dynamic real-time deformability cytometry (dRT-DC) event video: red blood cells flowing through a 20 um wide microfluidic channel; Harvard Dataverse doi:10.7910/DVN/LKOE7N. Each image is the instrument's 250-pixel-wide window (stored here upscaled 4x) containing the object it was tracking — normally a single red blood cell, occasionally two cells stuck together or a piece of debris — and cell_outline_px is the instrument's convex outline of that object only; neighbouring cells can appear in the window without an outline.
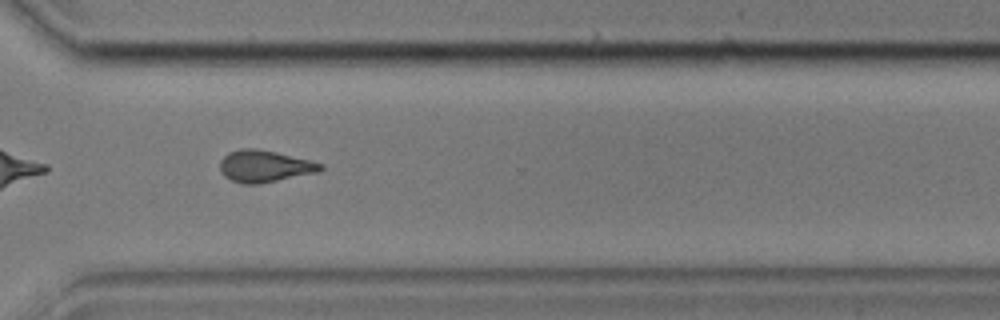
{"species": "common noctule bat (a hibernating species)", "species_latin": "Nyctalus noctula", "temperature_condition": "cold", "stored_images_in_passage": 42, "camera_frame_rate_fps": 3000, "um_per_image_px": 0.085, "animal": {"sex": "male", "body_mass_g": 17.9, "forearm_length_mm": 54.2}, "frame": {"image": 1, "passage_image": 26, "time_ms": 8.333, "image_size_px": [1000, 320], "cell_outline_px": [[324, 168], [320, 172], [260, 184], [240, 184], [224, 176], [220, 172], [220, 160], [228, 152], [240, 148], [256, 148], [276, 152], [324, 164]], "centroid_in_image_um": [22.48, 14.13], "position_along_channel_um": 348.1, "area_um2": 18.9}}